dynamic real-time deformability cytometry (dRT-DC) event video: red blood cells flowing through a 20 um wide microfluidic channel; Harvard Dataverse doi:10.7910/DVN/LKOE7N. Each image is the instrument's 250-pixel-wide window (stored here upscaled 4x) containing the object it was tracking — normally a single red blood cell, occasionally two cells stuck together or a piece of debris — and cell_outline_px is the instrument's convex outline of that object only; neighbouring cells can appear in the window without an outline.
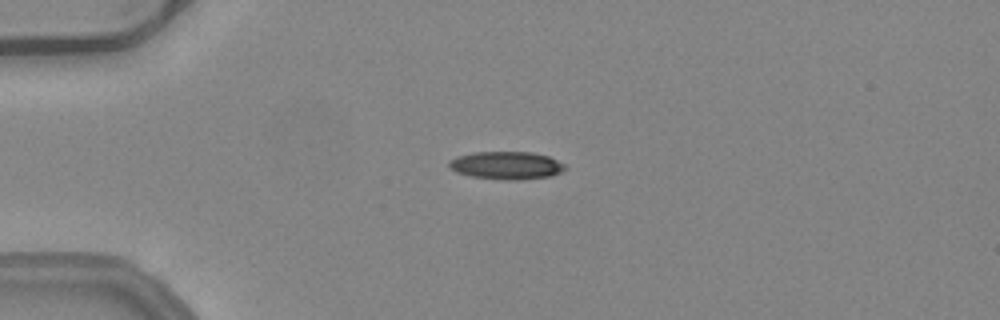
{"species": "common noctule bat (a hibernating species)", "species_latin": "Nyctalus noctula", "temperature_condition": "warm", "stored_images_in_passage": 38, "camera_frame_rate_fps": 3000, "um_per_image_px": 0.085, "animal": {"sex": "female", "body_mass_g": 24.6, "forearm_length_mm": 56.2}, "frame": {"image": 1, "passage_image": 5, "time_ms": 1.333, "image_size_px": [1000, 320], "cell_outline_px": [[568, 168], [564, 172], [552, 176], [516, 180], [504, 180], [472, 176], [456, 172], [448, 164], [448, 160], [456, 156], [472, 152], [532, 152], [548, 156], [564, 164]], "centroid_in_image_um": [43.07, 14.06], "position_along_channel_um": 41.9, "area_um2": 18.96}}
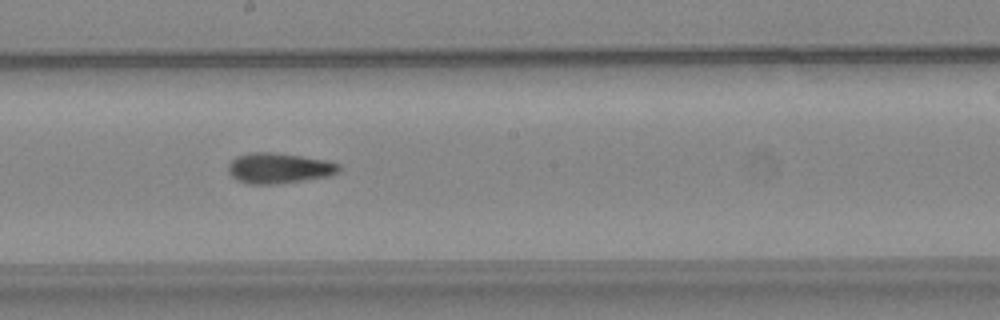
{"frame": {"image": 2, "passage_image": 21, "time_ms": 6.667, "image_size_px": [1000, 320], "cell_outline_px": [[340, 172], [332, 176], [276, 184], [248, 184], [236, 180], [228, 172], [228, 164], [236, 156], [252, 152], [272, 152], [328, 160], [340, 164]], "centroid_in_image_um": [23.73, 14.3], "position_along_channel_um": 224.5, "area_um2": 19.88}}
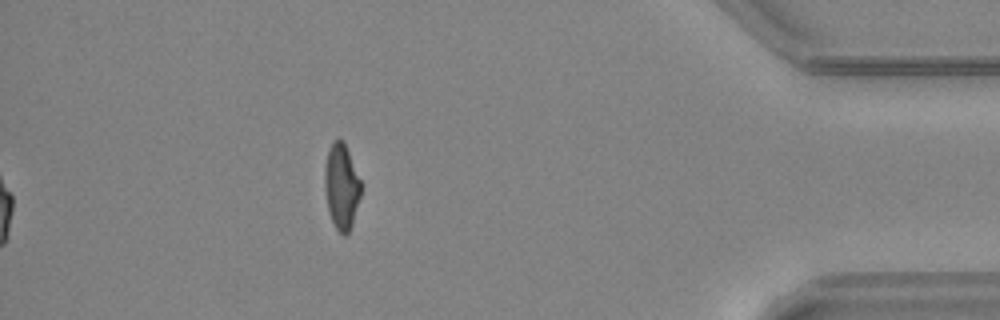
{"frame": {"image": 3, "passage_image": 38, "time_ms": 12.333, "image_size_px": [1000, 320], "cell_outline_px": [[364, 184], [352, 224], [348, 232], [344, 236], [336, 228], [328, 212], [324, 188], [324, 168], [328, 148], [332, 140], [344, 140]], "centroid_in_image_um": [29.04, 15.79], "position_along_channel_um": 406.2, "area_um2": 18.67}, "authors_computed_cell_mechanics": {"area_um2": 19.1607, "velocity_mm_per_s": 4.0122, "shape_relaxation_time_tau1_ms": null, "shape_relaxation_time_tau2_ms": 3.2215, "deformation_change_tau1": null, "deformation_change_tau2": 0.1166}}